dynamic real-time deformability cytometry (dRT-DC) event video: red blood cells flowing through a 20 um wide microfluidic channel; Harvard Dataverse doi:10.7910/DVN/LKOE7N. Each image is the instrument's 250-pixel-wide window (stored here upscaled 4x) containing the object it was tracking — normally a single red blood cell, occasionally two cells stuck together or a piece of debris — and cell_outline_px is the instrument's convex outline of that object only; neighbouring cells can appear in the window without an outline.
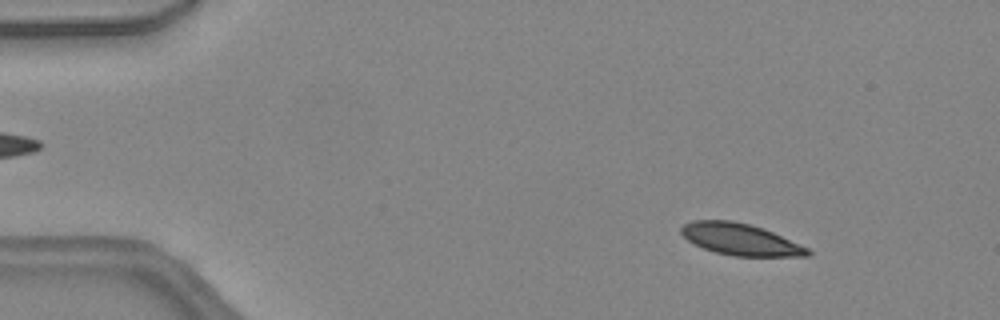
{"species": "common noctule bat (a hibernating species)", "species_latin": "Nyctalus noctula", "temperature_condition": "warm", "stored_images_in_passage": 18, "camera_frame_rate_fps": 3000, "um_per_image_px": 0.085, "animal": {"sex": "female", "body_mass_g": 24.6, "forearm_length_mm": 56.2}, "frame": {"image": 1, "passage_image": 6, "time_ms": 1.667, "image_size_px": [1000, 320], "cell_outline_px": [[812, 252], [808, 256], [732, 256], [716, 252], [704, 248], [688, 240], [680, 232], [680, 228], [684, 224], [692, 220], [732, 220], [764, 228], [808, 248]], "centroid_in_image_um": [62.92, 20.34], "position_along_channel_um": 22.1, "area_um2": 23.18}}
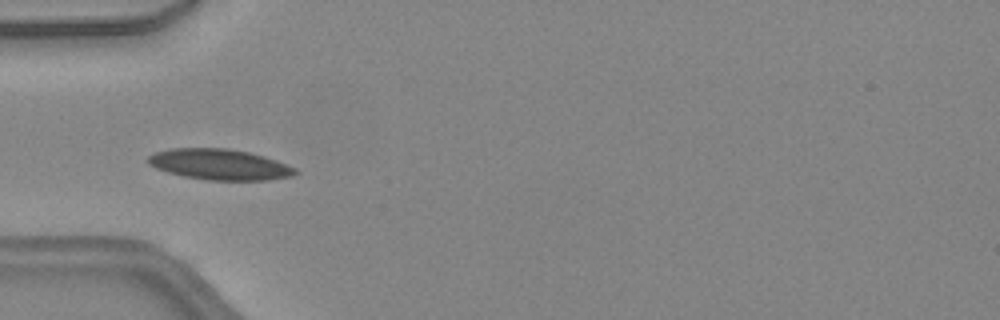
{"frame": {"image": 2, "passage_image": 15, "time_ms": 4.667, "image_size_px": [1000, 320], "cell_outline_px": [[300, 172], [292, 176], [268, 180], [208, 180], [184, 176], [168, 172], [156, 168], [148, 164], [144, 160], [148, 156], [156, 152], [172, 148], [228, 148], [248, 152], [264, 156], [276, 160], [296, 168]], "centroid_in_image_um": [18.66, 13.98], "position_along_channel_um": 66.3, "area_um2": 26.47}}